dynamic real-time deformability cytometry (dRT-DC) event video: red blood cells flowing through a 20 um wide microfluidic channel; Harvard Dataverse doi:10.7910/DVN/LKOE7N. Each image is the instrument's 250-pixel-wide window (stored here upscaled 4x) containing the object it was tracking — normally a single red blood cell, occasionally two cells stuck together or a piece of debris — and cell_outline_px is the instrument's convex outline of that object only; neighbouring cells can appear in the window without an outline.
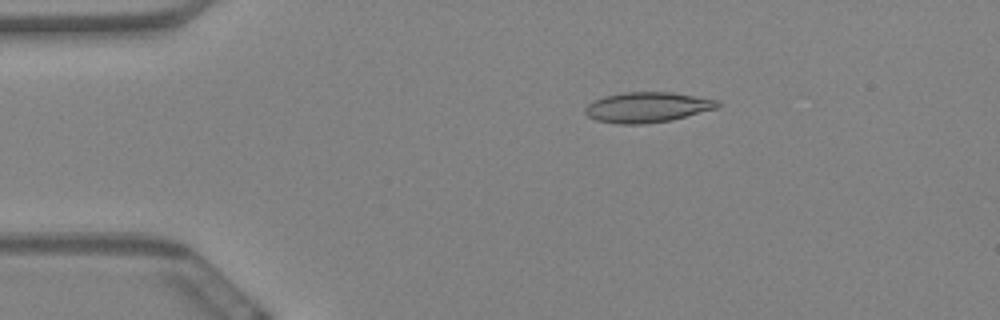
{"species": "Egyptian fruit bat (a non-hibernating species)", "species_latin": "Rousettus aegyptiacus", "temperature_condition": "warm", "stored_images_in_passage": 58, "camera_frame_rate_fps": 3000, "um_per_image_px": 0.085, "animal": {"sex": "female"}, "frame": {"image": 1, "passage_image": 10, "time_ms": 3.0, "image_size_px": [1000, 320], "cell_outline_px": [[720, 104], [716, 108], [672, 120], [640, 124], [620, 124], [596, 120], [588, 116], [584, 112], [584, 108], [592, 100], [604, 96], [624, 92], [672, 92], [716, 100]], "centroid_in_image_um": [54.96, 9.11], "position_along_channel_um": 30.0, "area_um2": 23.24}}
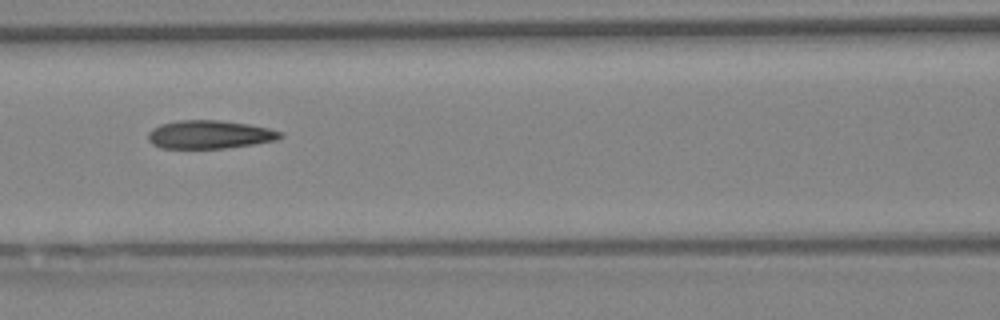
{"frame": {"image": 2, "passage_image": 25, "time_ms": 8.0, "image_size_px": [1000, 320], "cell_outline_px": [[284, 136], [276, 140], [252, 144], [224, 148], [160, 148], [152, 144], [148, 140], [148, 132], [152, 128], [160, 124], [176, 120], [220, 120], [248, 124], [268, 128], [280, 132]], "centroid_in_image_um": [17.76, 11.43], "position_along_channel_um": 148.8, "area_um2": 21.79}}
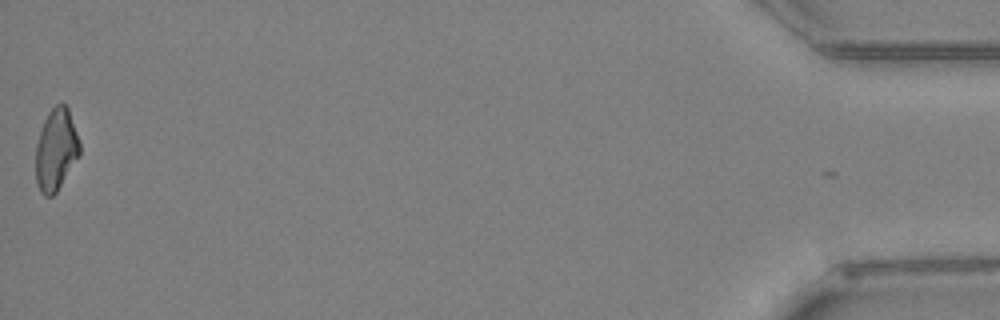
{"frame": {"image": 3, "passage_image": 58, "time_ms": 19.0, "image_size_px": [1000, 320], "cell_outline_px": [[80, 156], [56, 192], [52, 196], [44, 196], [40, 192], [36, 180], [36, 144], [44, 120], [48, 112], [56, 104], [64, 104], [68, 108], [80, 140]], "centroid_in_image_um": [4.77, 12.73], "position_along_channel_um": 430.4, "area_um2": 21.04}, "authors_computed_cell_mechanics": {"area_um2": 21.9929, "velocity_mm_per_s": 3.45, "shape_relaxation_time_tau1_ms": null, "shape_relaxation_time_tau2_ms": 5.3108, "deformation_change_tau1": null, "deformation_change_tau2": 0.1431}}